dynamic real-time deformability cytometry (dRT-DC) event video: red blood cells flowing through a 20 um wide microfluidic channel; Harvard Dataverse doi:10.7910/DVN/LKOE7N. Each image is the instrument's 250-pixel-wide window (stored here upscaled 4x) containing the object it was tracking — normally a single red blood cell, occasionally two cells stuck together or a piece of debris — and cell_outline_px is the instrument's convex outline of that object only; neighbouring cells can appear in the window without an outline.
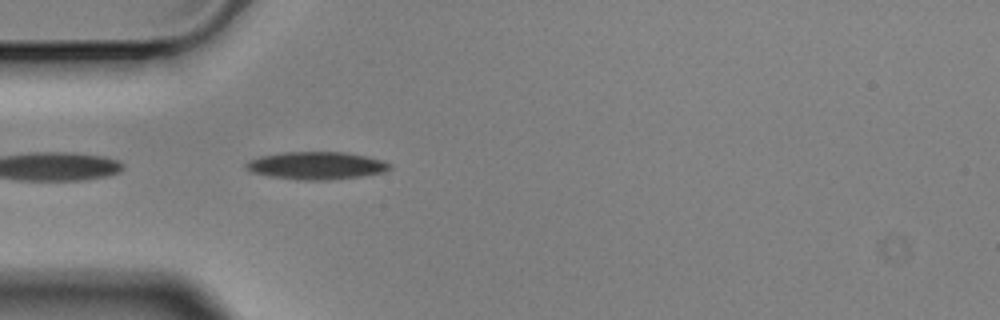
{"species": "Egyptian fruit bat (a non-hibernating species)", "species_latin": "Rousettus aegyptiacus", "temperature_condition": "cold", "stored_images_in_passage": 4, "camera_frame_rate_fps": 3000, "um_per_image_px": 0.085, "animal": {"sex": "male"}, "frame": {"image": 1, "passage_image": 4, "time_ms": 1.0, "image_size_px": [1000, 320], "cell_outline_px": [[392, 168], [384, 172], [364, 176], [328, 180], [296, 180], [268, 176], [252, 172], [244, 164], [260, 156], [284, 152], [344, 152], [384, 160], [392, 164]], "centroid_in_image_um": [26.94, 14.08], "position_along_channel_um": 58.1, "area_um2": 23.18}}